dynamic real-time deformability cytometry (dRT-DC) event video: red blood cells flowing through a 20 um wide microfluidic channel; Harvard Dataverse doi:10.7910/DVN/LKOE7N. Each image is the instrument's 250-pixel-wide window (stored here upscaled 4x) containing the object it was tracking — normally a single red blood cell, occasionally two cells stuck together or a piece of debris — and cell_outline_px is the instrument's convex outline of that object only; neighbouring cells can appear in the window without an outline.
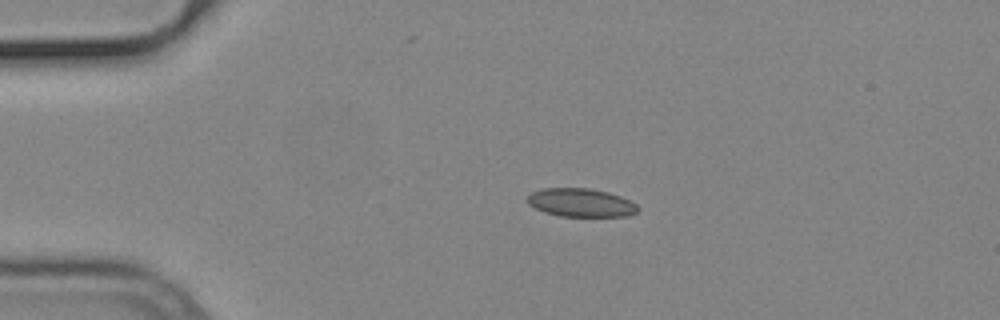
{"species": "common noctule bat (a hibernating species)", "species_latin": "Nyctalus noctula", "temperature_condition": "cold", "stored_images_in_passage": 51, "camera_frame_rate_fps": 3000, "um_per_image_px": 0.085, "animal": {"sex": "male", "body_mass_g": 19.2, "forearm_length_mm": 51.8}, "frame": {"image": 1, "passage_image": 9, "time_ms": 2.667, "image_size_px": [1000, 320], "cell_outline_px": [[640, 208], [636, 212], [628, 216], [560, 216], [544, 212], [528, 204], [524, 200], [532, 192], [544, 188], [588, 188], [608, 192], [632, 200]], "centroid_in_image_um": [49.38, 17.22], "position_along_channel_um": 35.6, "area_um2": 18.38}}
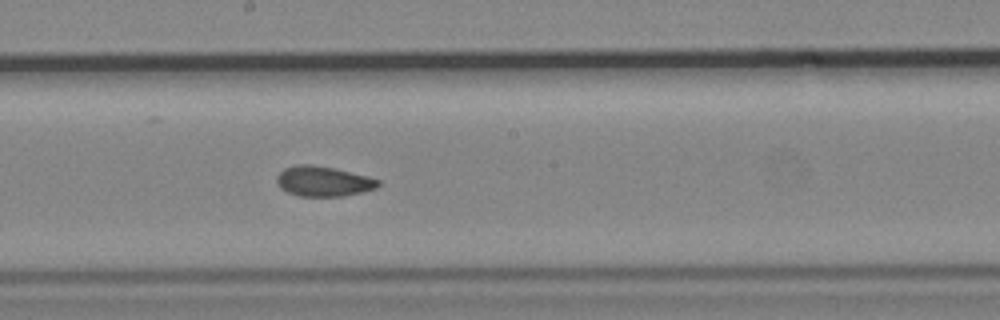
{"frame": {"image": 2, "passage_image": 27, "time_ms": 8.667, "image_size_px": [1000, 320], "cell_outline_px": [[380, 184], [376, 188], [360, 192], [340, 196], [300, 196], [288, 192], [280, 188], [276, 180], [276, 176], [284, 168], [296, 164], [308, 164], [332, 168], [368, 176], [380, 180]], "centroid_in_image_um": [27.45, 15.4], "position_along_channel_um": 220.7, "area_um2": 17.63}}
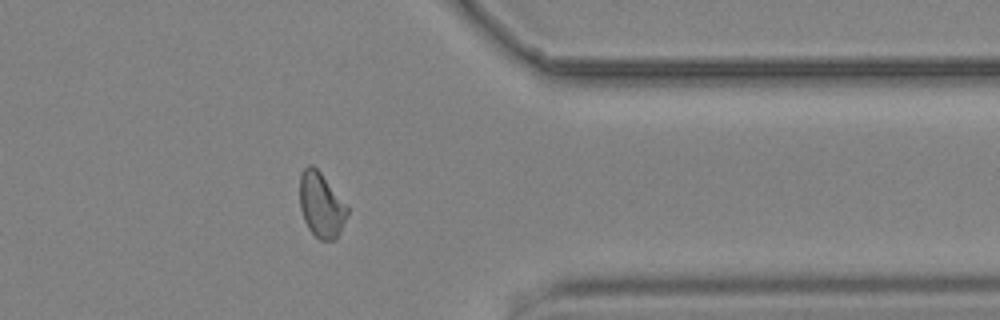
{"frame": {"image": 3, "passage_image": 41, "time_ms": 13.333, "image_size_px": [1000, 320], "cell_outline_px": [[348, 212], [336, 240], [320, 240], [308, 228], [304, 220], [300, 208], [300, 176], [304, 168], [308, 164], [312, 164], [320, 172], [348, 208]], "centroid_in_image_um": [27.28, 17.43], "position_along_channel_um": 384.1, "area_um2": 17.63}, "authors_computed_cell_mechanics": {"area_um2": 18.0336, "velocity_mm_per_s": 3.768, "shape_relaxation_time_tau1_ms": null, "shape_relaxation_time_tau2_ms": 2.4053, "deformation_change_tau1": null, "deformation_change_tau2": 0.0469}}